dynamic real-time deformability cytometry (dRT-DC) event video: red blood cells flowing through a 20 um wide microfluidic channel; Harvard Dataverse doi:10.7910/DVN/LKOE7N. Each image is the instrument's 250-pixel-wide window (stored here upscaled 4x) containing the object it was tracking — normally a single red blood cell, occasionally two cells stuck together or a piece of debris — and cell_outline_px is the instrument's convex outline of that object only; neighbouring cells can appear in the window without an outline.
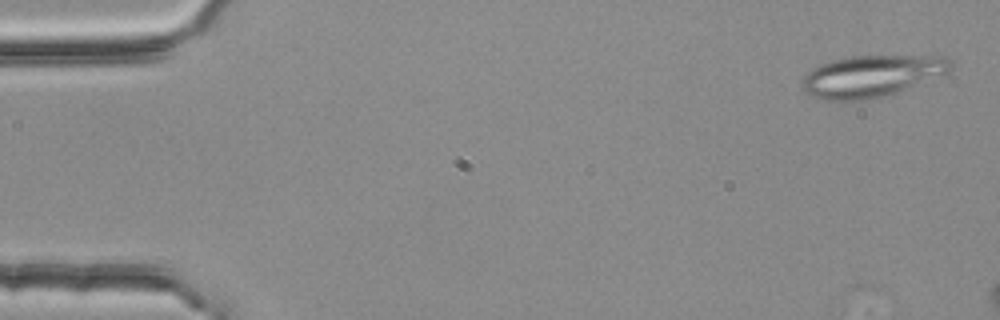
{"species": "common noctule bat (a hibernating species)", "species_latin": "Nyctalus noctula", "temperature_condition": "room temperature", "stored_images_in_passage": 3, "camera_frame_rate_fps": 3000, "um_per_image_px": 0.085, "animal": {"sex": "female", "body_mass_g": 25.1}, "frame": {"image": 1, "passage_image": 1, "time_ms": 0.0, "image_size_px": [1000, 320], "cell_outline_px": [[952, 68], [948, 72], [896, 92], [884, 96], [856, 100], [828, 100], [812, 96], [800, 84], [804, 76], [812, 68], [832, 60], [852, 56], [948, 56], [952, 60]], "centroid_in_image_um": [74.09, 6.44], "position_along_channel_um": 10.9, "area_um2": 35.55}}